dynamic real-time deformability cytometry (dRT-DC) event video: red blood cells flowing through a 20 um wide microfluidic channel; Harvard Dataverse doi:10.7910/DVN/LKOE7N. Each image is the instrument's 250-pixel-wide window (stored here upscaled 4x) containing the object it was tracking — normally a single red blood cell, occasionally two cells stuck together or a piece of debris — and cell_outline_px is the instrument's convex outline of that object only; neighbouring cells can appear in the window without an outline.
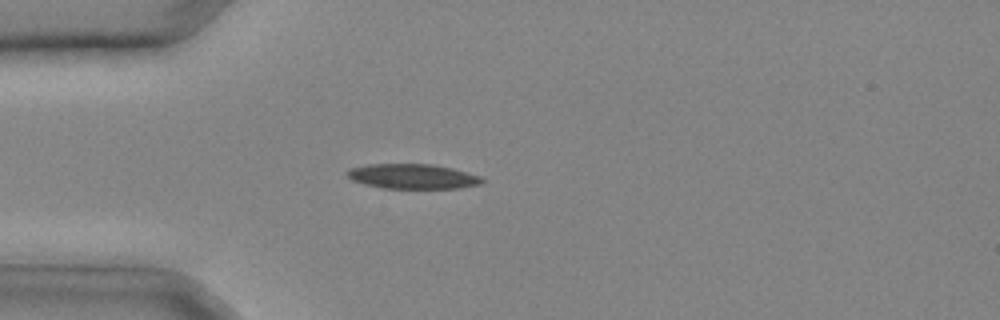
{"species": "common noctule bat (a hibernating species)", "species_latin": "Nyctalus noctula", "temperature_condition": "cold", "stored_images_in_passage": 26, "camera_frame_rate_fps": 3000, "um_per_image_px": 0.085, "animal": {"sex": "male", "body_mass_g": 20.4}, "frame": {"image": 1, "passage_image": 3, "time_ms": 0.667, "image_size_px": [1000, 320], "cell_outline_px": [[484, 180], [480, 184], [460, 188], [384, 188], [364, 184], [352, 180], [344, 172], [348, 168], [368, 164], [432, 164], [452, 168], [480, 176]], "centroid_in_image_um": [35.03, 14.99], "position_along_channel_um": 50.0, "area_um2": 19.54}}
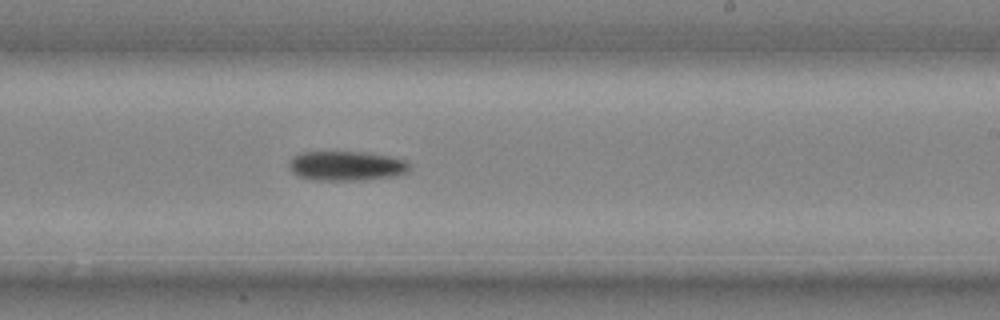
{"frame": {"image": 2, "passage_image": 14, "time_ms": 4.333, "image_size_px": [1000, 320], "cell_outline_px": [[412, 164], [408, 172], [400, 176], [368, 180], [312, 180], [300, 176], [292, 172], [288, 164], [288, 160], [292, 156], [300, 152], [368, 152], [388, 156], [404, 160]], "centroid_in_image_um": [29.48, 14.1], "position_along_channel_um": 259.5, "area_um2": 21.21}}
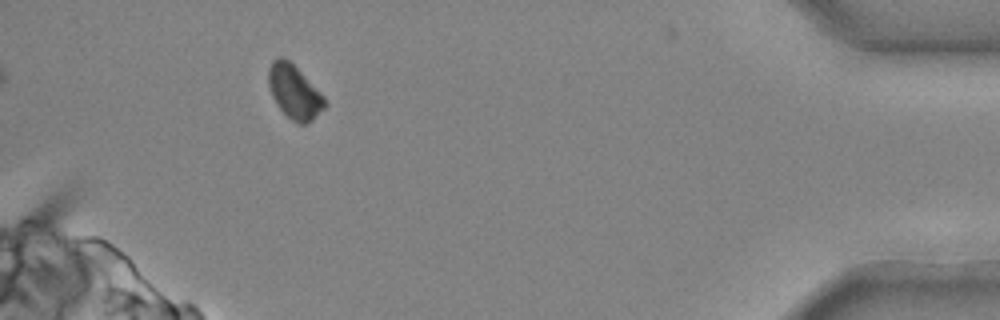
{"frame": {"image": 3, "passage_image": 24, "time_ms": 7.667, "image_size_px": [1000, 320], "cell_outline_px": [[328, 104], [308, 124], [300, 124], [292, 120], [280, 108], [272, 96], [268, 88], [268, 68], [272, 60], [276, 56], [280, 56], [288, 60], [324, 96]], "centroid_in_image_um": [25.0, 7.81], "position_along_channel_um": 410.2, "area_um2": 17.46}}